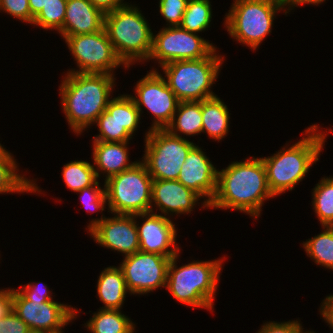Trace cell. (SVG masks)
Masks as SVG:
<instances>
[{"instance_id": "27", "label": "cell", "mask_w": 333, "mask_h": 333, "mask_svg": "<svg viewBox=\"0 0 333 333\" xmlns=\"http://www.w3.org/2000/svg\"><path fill=\"white\" fill-rule=\"evenodd\" d=\"M325 230L303 243L307 256L316 264L333 270V227H323Z\"/></svg>"}, {"instance_id": "18", "label": "cell", "mask_w": 333, "mask_h": 333, "mask_svg": "<svg viewBox=\"0 0 333 333\" xmlns=\"http://www.w3.org/2000/svg\"><path fill=\"white\" fill-rule=\"evenodd\" d=\"M218 170L207 158L202 149L195 145L188 153L177 180L193 190L200 197H206L203 203L208 207L217 190Z\"/></svg>"}, {"instance_id": "8", "label": "cell", "mask_w": 333, "mask_h": 333, "mask_svg": "<svg viewBox=\"0 0 333 333\" xmlns=\"http://www.w3.org/2000/svg\"><path fill=\"white\" fill-rule=\"evenodd\" d=\"M152 181L146 165L140 161L110 177L105 181L108 210L114 215L153 212Z\"/></svg>"}, {"instance_id": "37", "label": "cell", "mask_w": 333, "mask_h": 333, "mask_svg": "<svg viewBox=\"0 0 333 333\" xmlns=\"http://www.w3.org/2000/svg\"><path fill=\"white\" fill-rule=\"evenodd\" d=\"M33 283L26 284L19 288V292L27 299V300H37V301H51V292L47 290L46 284L42 287L40 284L38 285ZM40 286V287H39Z\"/></svg>"}, {"instance_id": "11", "label": "cell", "mask_w": 333, "mask_h": 333, "mask_svg": "<svg viewBox=\"0 0 333 333\" xmlns=\"http://www.w3.org/2000/svg\"><path fill=\"white\" fill-rule=\"evenodd\" d=\"M180 26L162 28L153 35L149 60L157 59L160 66L178 60H197L209 56L216 48Z\"/></svg>"}, {"instance_id": "44", "label": "cell", "mask_w": 333, "mask_h": 333, "mask_svg": "<svg viewBox=\"0 0 333 333\" xmlns=\"http://www.w3.org/2000/svg\"><path fill=\"white\" fill-rule=\"evenodd\" d=\"M277 1H279V2H281V3H283V4H287L290 0H277Z\"/></svg>"}, {"instance_id": "20", "label": "cell", "mask_w": 333, "mask_h": 333, "mask_svg": "<svg viewBox=\"0 0 333 333\" xmlns=\"http://www.w3.org/2000/svg\"><path fill=\"white\" fill-rule=\"evenodd\" d=\"M105 14L89 0H67L62 37L92 34L104 28Z\"/></svg>"}, {"instance_id": "38", "label": "cell", "mask_w": 333, "mask_h": 333, "mask_svg": "<svg viewBox=\"0 0 333 333\" xmlns=\"http://www.w3.org/2000/svg\"><path fill=\"white\" fill-rule=\"evenodd\" d=\"M96 8L100 9L104 14L115 11L118 8L128 5L124 4V0H89Z\"/></svg>"}, {"instance_id": "24", "label": "cell", "mask_w": 333, "mask_h": 333, "mask_svg": "<svg viewBox=\"0 0 333 333\" xmlns=\"http://www.w3.org/2000/svg\"><path fill=\"white\" fill-rule=\"evenodd\" d=\"M13 156L0 145V194L41 192L33 180L17 174V164ZM17 170V171H16Z\"/></svg>"}, {"instance_id": "16", "label": "cell", "mask_w": 333, "mask_h": 333, "mask_svg": "<svg viewBox=\"0 0 333 333\" xmlns=\"http://www.w3.org/2000/svg\"><path fill=\"white\" fill-rule=\"evenodd\" d=\"M135 215L116 214L101 217L88 225L89 232L99 245L125 253V256L139 251V237Z\"/></svg>"}, {"instance_id": "12", "label": "cell", "mask_w": 333, "mask_h": 333, "mask_svg": "<svg viewBox=\"0 0 333 333\" xmlns=\"http://www.w3.org/2000/svg\"><path fill=\"white\" fill-rule=\"evenodd\" d=\"M12 310L27 324L29 329L48 333H63L62 328L78 313V310L70 305L53 300H27L17 289H12Z\"/></svg>"}, {"instance_id": "6", "label": "cell", "mask_w": 333, "mask_h": 333, "mask_svg": "<svg viewBox=\"0 0 333 333\" xmlns=\"http://www.w3.org/2000/svg\"><path fill=\"white\" fill-rule=\"evenodd\" d=\"M215 52L216 49L205 58L161 66L169 88L179 101H202L217 96L209 88L216 82L224 57Z\"/></svg>"}, {"instance_id": "35", "label": "cell", "mask_w": 333, "mask_h": 333, "mask_svg": "<svg viewBox=\"0 0 333 333\" xmlns=\"http://www.w3.org/2000/svg\"><path fill=\"white\" fill-rule=\"evenodd\" d=\"M28 331L27 324L12 309L0 319V333H27Z\"/></svg>"}, {"instance_id": "4", "label": "cell", "mask_w": 333, "mask_h": 333, "mask_svg": "<svg viewBox=\"0 0 333 333\" xmlns=\"http://www.w3.org/2000/svg\"><path fill=\"white\" fill-rule=\"evenodd\" d=\"M177 258L178 254L168 266L167 290L182 304L212 310L223 260L195 261L177 268Z\"/></svg>"}, {"instance_id": "41", "label": "cell", "mask_w": 333, "mask_h": 333, "mask_svg": "<svg viewBox=\"0 0 333 333\" xmlns=\"http://www.w3.org/2000/svg\"><path fill=\"white\" fill-rule=\"evenodd\" d=\"M49 0H28L31 16L35 18Z\"/></svg>"}, {"instance_id": "17", "label": "cell", "mask_w": 333, "mask_h": 333, "mask_svg": "<svg viewBox=\"0 0 333 333\" xmlns=\"http://www.w3.org/2000/svg\"><path fill=\"white\" fill-rule=\"evenodd\" d=\"M135 217L145 219L141 226H138L136 221L139 251L156 253L169 258L179 254V247L175 244L177 231L169 217L151 211L135 214ZM169 247L173 248L168 249Z\"/></svg>"}, {"instance_id": "43", "label": "cell", "mask_w": 333, "mask_h": 333, "mask_svg": "<svg viewBox=\"0 0 333 333\" xmlns=\"http://www.w3.org/2000/svg\"><path fill=\"white\" fill-rule=\"evenodd\" d=\"M27 333H48V332L40 331V330H36V329H29V331Z\"/></svg>"}, {"instance_id": "2", "label": "cell", "mask_w": 333, "mask_h": 333, "mask_svg": "<svg viewBox=\"0 0 333 333\" xmlns=\"http://www.w3.org/2000/svg\"><path fill=\"white\" fill-rule=\"evenodd\" d=\"M63 79L59 88L63 111L73 132L81 134L107 108L115 78L112 74L67 72Z\"/></svg>"}, {"instance_id": "15", "label": "cell", "mask_w": 333, "mask_h": 333, "mask_svg": "<svg viewBox=\"0 0 333 333\" xmlns=\"http://www.w3.org/2000/svg\"><path fill=\"white\" fill-rule=\"evenodd\" d=\"M140 111L130 95L112 98L104 112L96 119L99 134L94 141L125 142L132 138L140 121Z\"/></svg>"}, {"instance_id": "1", "label": "cell", "mask_w": 333, "mask_h": 333, "mask_svg": "<svg viewBox=\"0 0 333 333\" xmlns=\"http://www.w3.org/2000/svg\"><path fill=\"white\" fill-rule=\"evenodd\" d=\"M271 197L264 163L254 157L218 171L216 194L208 207L231 208L257 218L263 202Z\"/></svg>"}, {"instance_id": "21", "label": "cell", "mask_w": 333, "mask_h": 333, "mask_svg": "<svg viewBox=\"0 0 333 333\" xmlns=\"http://www.w3.org/2000/svg\"><path fill=\"white\" fill-rule=\"evenodd\" d=\"M128 141L125 142H103L93 141V160L97 168H94L99 178L98 171H104L107 175L105 181L118 173L132 168L136 162L129 163L127 148ZM99 169V170H98Z\"/></svg>"}, {"instance_id": "25", "label": "cell", "mask_w": 333, "mask_h": 333, "mask_svg": "<svg viewBox=\"0 0 333 333\" xmlns=\"http://www.w3.org/2000/svg\"><path fill=\"white\" fill-rule=\"evenodd\" d=\"M166 130L176 136H180L178 132L187 136L200 134L202 132L201 101H180Z\"/></svg>"}, {"instance_id": "10", "label": "cell", "mask_w": 333, "mask_h": 333, "mask_svg": "<svg viewBox=\"0 0 333 333\" xmlns=\"http://www.w3.org/2000/svg\"><path fill=\"white\" fill-rule=\"evenodd\" d=\"M79 70L77 73L112 74L123 62L118 58L105 28L92 34L64 36ZM112 72V73H111Z\"/></svg>"}, {"instance_id": "42", "label": "cell", "mask_w": 333, "mask_h": 333, "mask_svg": "<svg viewBox=\"0 0 333 333\" xmlns=\"http://www.w3.org/2000/svg\"><path fill=\"white\" fill-rule=\"evenodd\" d=\"M324 1H326V0H290L287 4H286V6H289V9H287L288 10V12H289V10H291L290 8H292L293 6L294 7H296L297 5H301V4H315V5H317V4H320V3H322V2H324Z\"/></svg>"}, {"instance_id": "30", "label": "cell", "mask_w": 333, "mask_h": 333, "mask_svg": "<svg viewBox=\"0 0 333 333\" xmlns=\"http://www.w3.org/2000/svg\"><path fill=\"white\" fill-rule=\"evenodd\" d=\"M211 18L209 0H189L180 27L189 32L199 33L208 28Z\"/></svg>"}, {"instance_id": "23", "label": "cell", "mask_w": 333, "mask_h": 333, "mask_svg": "<svg viewBox=\"0 0 333 333\" xmlns=\"http://www.w3.org/2000/svg\"><path fill=\"white\" fill-rule=\"evenodd\" d=\"M202 132L210 138L223 139L229 129V111L219 97L215 96L201 101Z\"/></svg>"}, {"instance_id": "5", "label": "cell", "mask_w": 333, "mask_h": 333, "mask_svg": "<svg viewBox=\"0 0 333 333\" xmlns=\"http://www.w3.org/2000/svg\"><path fill=\"white\" fill-rule=\"evenodd\" d=\"M137 7L126 5L104 16V28L125 68L135 61L148 60L153 32Z\"/></svg>"}, {"instance_id": "32", "label": "cell", "mask_w": 333, "mask_h": 333, "mask_svg": "<svg viewBox=\"0 0 333 333\" xmlns=\"http://www.w3.org/2000/svg\"><path fill=\"white\" fill-rule=\"evenodd\" d=\"M77 193L82 200L83 206L87 212H94L96 210H104L105 204L107 203L106 186L104 184V189L99 187V182L97 181L94 185L84 188Z\"/></svg>"}, {"instance_id": "31", "label": "cell", "mask_w": 333, "mask_h": 333, "mask_svg": "<svg viewBox=\"0 0 333 333\" xmlns=\"http://www.w3.org/2000/svg\"><path fill=\"white\" fill-rule=\"evenodd\" d=\"M67 0H49L40 13L34 18L32 24L43 29H55L60 32L65 20Z\"/></svg>"}, {"instance_id": "34", "label": "cell", "mask_w": 333, "mask_h": 333, "mask_svg": "<svg viewBox=\"0 0 333 333\" xmlns=\"http://www.w3.org/2000/svg\"><path fill=\"white\" fill-rule=\"evenodd\" d=\"M0 10L23 22L33 23L28 0H0Z\"/></svg>"}, {"instance_id": "40", "label": "cell", "mask_w": 333, "mask_h": 333, "mask_svg": "<svg viewBox=\"0 0 333 333\" xmlns=\"http://www.w3.org/2000/svg\"><path fill=\"white\" fill-rule=\"evenodd\" d=\"M320 310L324 320L333 329V295H329L325 298V300L322 302Z\"/></svg>"}, {"instance_id": "33", "label": "cell", "mask_w": 333, "mask_h": 333, "mask_svg": "<svg viewBox=\"0 0 333 333\" xmlns=\"http://www.w3.org/2000/svg\"><path fill=\"white\" fill-rule=\"evenodd\" d=\"M189 0H160L159 12L169 27L180 26Z\"/></svg>"}, {"instance_id": "22", "label": "cell", "mask_w": 333, "mask_h": 333, "mask_svg": "<svg viewBox=\"0 0 333 333\" xmlns=\"http://www.w3.org/2000/svg\"><path fill=\"white\" fill-rule=\"evenodd\" d=\"M127 292L129 290L120 267L110 266L101 272L97 283V296L105 305L101 309L120 310Z\"/></svg>"}, {"instance_id": "13", "label": "cell", "mask_w": 333, "mask_h": 333, "mask_svg": "<svg viewBox=\"0 0 333 333\" xmlns=\"http://www.w3.org/2000/svg\"><path fill=\"white\" fill-rule=\"evenodd\" d=\"M137 97L131 96L136 107L142 113L141 106H145L156 118L149 130L166 129L171 123L173 115L177 110L179 100L169 88L165 77L155 69L136 84Z\"/></svg>"}, {"instance_id": "14", "label": "cell", "mask_w": 333, "mask_h": 333, "mask_svg": "<svg viewBox=\"0 0 333 333\" xmlns=\"http://www.w3.org/2000/svg\"><path fill=\"white\" fill-rule=\"evenodd\" d=\"M170 261L169 257L142 251L125 256L119 267L131 295L147 294L158 287L166 288Z\"/></svg>"}, {"instance_id": "9", "label": "cell", "mask_w": 333, "mask_h": 333, "mask_svg": "<svg viewBox=\"0 0 333 333\" xmlns=\"http://www.w3.org/2000/svg\"><path fill=\"white\" fill-rule=\"evenodd\" d=\"M143 163L153 180H177L189 151L196 145L166 129L149 130Z\"/></svg>"}, {"instance_id": "36", "label": "cell", "mask_w": 333, "mask_h": 333, "mask_svg": "<svg viewBox=\"0 0 333 333\" xmlns=\"http://www.w3.org/2000/svg\"><path fill=\"white\" fill-rule=\"evenodd\" d=\"M258 333H310V331H303V328L297 320L288 322H269L264 324Z\"/></svg>"}, {"instance_id": "19", "label": "cell", "mask_w": 333, "mask_h": 333, "mask_svg": "<svg viewBox=\"0 0 333 333\" xmlns=\"http://www.w3.org/2000/svg\"><path fill=\"white\" fill-rule=\"evenodd\" d=\"M199 198L201 197L197 193L178 180L152 181L151 204L154 202L164 216H168L169 213H191Z\"/></svg>"}, {"instance_id": "29", "label": "cell", "mask_w": 333, "mask_h": 333, "mask_svg": "<svg viewBox=\"0 0 333 333\" xmlns=\"http://www.w3.org/2000/svg\"><path fill=\"white\" fill-rule=\"evenodd\" d=\"M314 211L323 227L333 224V177L322 178L313 189Z\"/></svg>"}, {"instance_id": "3", "label": "cell", "mask_w": 333, "mask_h": 333, "mask_svg": "<svg viewBox=\"0 0 333 333\" xmlns=\"http://www.w3.org/2000/svg\"><path fill=\"white\" fill-rule=\"evenodd\" d=\"M305 136L307 137L288 149L284 147L277 154L261 158L266 169L268 187L273 196L294 189L312 164L319 160L326 134L319 132L318 126L314 124L306 129Z\"/></svg>"}, {"instance_id": "26", "label": "cell", "mask_w": 333, "mask_h": 333, "mask_svg": "<svg viewBox=\"0 0 333 333\" xmlns=\"http://www.w3.org/2000/svg\"><path fill=\"white\" fill-rule=\"evenodd\" d=\"M92 333H134L133 322L120 310L100 309L86 323Z\"/></svg>"}, {"instance_id": "39", "label": "cell", "mask_w": 333, "mask_h": 333, "mask_svg": "<svg viewBox=\"0 0 333 333\" xmlns=\"http://www.w3.org/2000/svg\"><path fill=\"white\" fill-rule=\"evenodd\" d=\"M12 309V289L0 290V319Z\"/></svg>"}, {"instance_id": "7", "label": "cell", "mask_w": 333, "mask_h": 333, "mask_svg": "<svg viewBox=\"0 0 333 333\" xmlns=\"http://www.w3.org/2000/svg\"><path fill=\"white\" fill-rule=\"evenodd\" d=\"M225 16V27L231 37L253 50L271 32L275 13L286 5L277 0H234Z\"/></svg>"}, {"instance_id": "28", "label": "cell", "mask_w": 333, "mask_h": 333, "mask_svg": "<svg viewBox=\"0 0 333 333\" xmlns=\"http://www.w3.org/2000/svg\"><path fill=\"white\" fill-rule=\"evenodd\" d=\"M95 166L86 161H71L65 164L62 171V177L66 186L78 192L84 188L94 185L97 180Z\"/></svg>"}]
</instances>
